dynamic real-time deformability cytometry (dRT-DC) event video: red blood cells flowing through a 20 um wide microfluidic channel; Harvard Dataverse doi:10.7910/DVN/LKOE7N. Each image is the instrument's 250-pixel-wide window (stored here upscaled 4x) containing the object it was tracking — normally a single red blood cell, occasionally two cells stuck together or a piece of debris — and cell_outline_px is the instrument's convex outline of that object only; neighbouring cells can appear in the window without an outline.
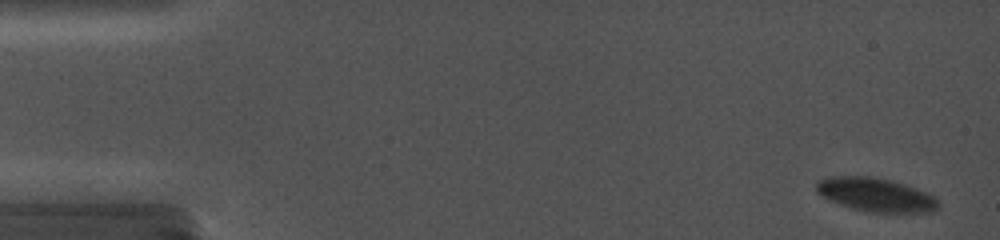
{"species": "common noctule bat (a hibernating species)", "species_latin": "Nyctalus noctula", "temperature_condition": "cold", "stored_images_in_passage": 63, "camera_frame_rate_fps": 5000, "um_per_image_px": 0.085, "animal": {"sex": "female", "body_mass_g": 19.0, "forearm_length_mm": 56.7}, "frame": {"image": 1, "passage_image": 2, "time_ms": 0.2, "image_size_px": [1000, 240], "cell_outline_px": [[940, 208], [932, 212], [868, 212], [852, 208], [828, 200], [816, 192], [816, 180], [832, 176], [868, 176], [892, 180], [904, 184], [924, 192], [932, 196], [940, 204]], "centroid_in_image_um": [74.4, 16.55], "position_along_channel_um": 10.6, "area_um2": 23.87}}
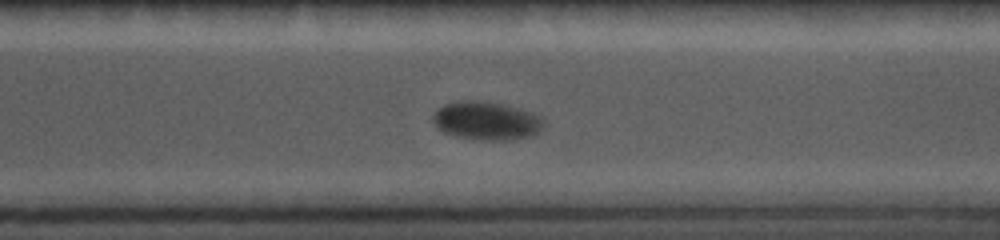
{"frame": {"image": 2, "passage_image": 49, "time_ms": 12.6, "image_size_px": [1000, 240], "cell_outline_px": [[544, 124], [536, 132], [524, 136], [508, 140], [480, 140], [460, 136], [444, 132], [432, 120], [432, 116], [444, 104], [460, 100], [484, 100], [516, 108], [528, 112], [536, 116]], "centroid_in_image_um": [41.26, 10.25], "position_along_channel_um": 329.3, "area_um2": 23.87}}
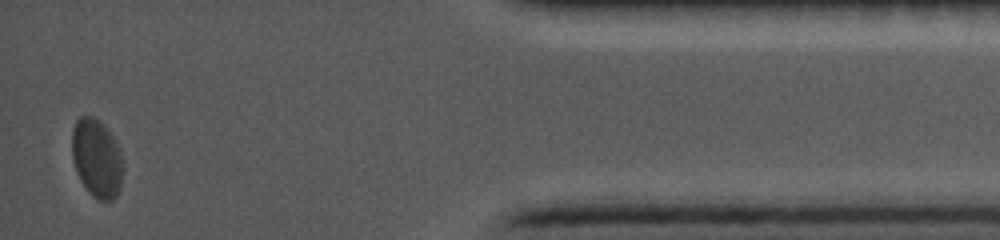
{"frame": {"image": 3, "passage_image": 62, "time_ms": 16.4, "image_size_px": [1000, 240], "cell_outline_px": [[120, 188], [116, 196], [112, 200], [100, 200], [92, 196], [88, 192], [80, 180], [76, 172], [72, 160], [72, 128], [76, 120], [80, 116], [92, 116], [100, 120], [104, 124], [112, 136], [120, 152]], "centroid_in_image_um": [8.16, 13.43], "position_along_channel_um": 427.0, "area_um2": 23.06}}